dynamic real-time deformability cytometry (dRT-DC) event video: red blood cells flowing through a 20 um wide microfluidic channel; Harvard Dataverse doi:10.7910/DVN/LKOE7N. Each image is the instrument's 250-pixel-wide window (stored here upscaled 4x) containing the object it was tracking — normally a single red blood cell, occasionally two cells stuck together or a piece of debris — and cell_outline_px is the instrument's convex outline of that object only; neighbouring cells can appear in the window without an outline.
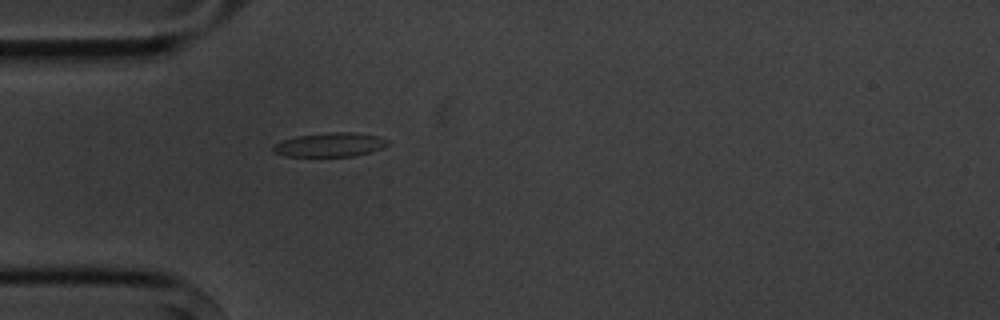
{"species": "common noctule bat (a hibernating species)", "species_latin": "Nyctalus noctula", "temperature_condition": "cold", "stored_images_in_passage": 1, "camera_frame_rate_fps": 3000, "um_per_image_px": 0.085, "animal": {"sex": "male", "body_mass_g": 20.1, "forearm_length_mm": 53.5}, "frame": {"image": 1, "passage_image": 1, "time_ms": 0.0, "image_size_px": [1000, 320], "cell_outline_px": [[388, 144], [380, 148], [368, 152], [352, 156], [284, 156], [272, 152], [272, 144], [280, 140], [296, 136], [328, 132], [352, 132], [380, 136], [388, 140]], "centroid_in_image_um": [27.96, 12.29], "position_along_channel_um": 57.0, "area_um2": 16.13}}